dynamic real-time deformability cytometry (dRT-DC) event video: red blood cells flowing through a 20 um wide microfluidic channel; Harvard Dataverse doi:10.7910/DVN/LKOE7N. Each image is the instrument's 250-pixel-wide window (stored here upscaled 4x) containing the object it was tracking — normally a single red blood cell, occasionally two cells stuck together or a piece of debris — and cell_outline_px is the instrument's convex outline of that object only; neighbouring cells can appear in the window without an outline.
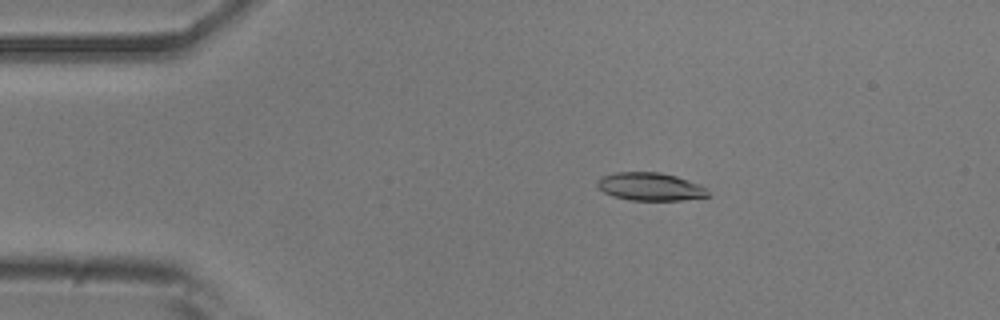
{"species": "common noctule bat (a hibernating species)", "species_latin": "Nyctalus noctula", "temperature_condition": "room temperature", "stored_images_in_passage": 30, "camera_frame_rate_fps": 3000, "um_per_image_px": 0.085, "animal": {"sex": "male", "body_mass_g": 20.5, "forearm_length_mm": 52.5}, "frame": {"image": 1, "passage_image": 9, "time_ms": 2.667, "image_size_px": [1000, 320], "cell_outline_px": [[712, 196], [680, 200], [628, 200], [612, 196], [604, 192], [596, 184], [596, 180], [600, 176], [616, 172], [660, 172], [676, 176], [700, 184], [708, 188]], "centroid_in_image_um": [55.29, 15.86], "position_along_channel_um": 29.7, "area_um2": 18.32}}
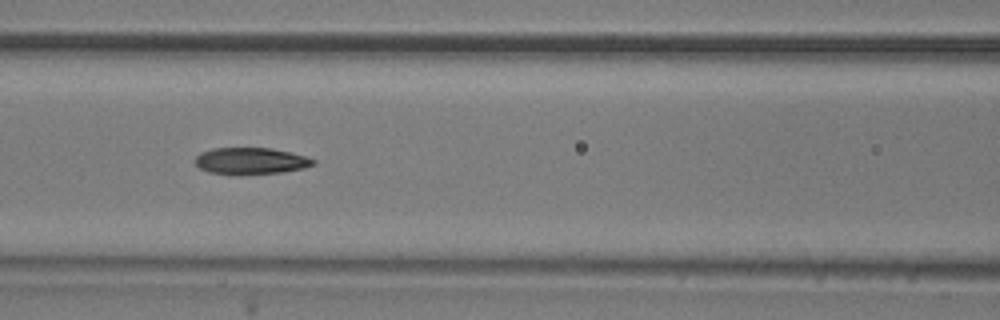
{"frame": {"image": 2, "passage_image": 22, "time_ms": 7.0, "image_size_px": [1000, 320], "cell_outline_px": [[316, 164], [304, 168], [284, 172], [208, 172], [200, 168], [192, 160], [200, 152], [212, 148], [272, 148], [304, 156], [316, 160]], "centroid_in_image_um": [21.31, 13.64], "position_along_channel_um": 145.3, "area_um2": 17.69}}
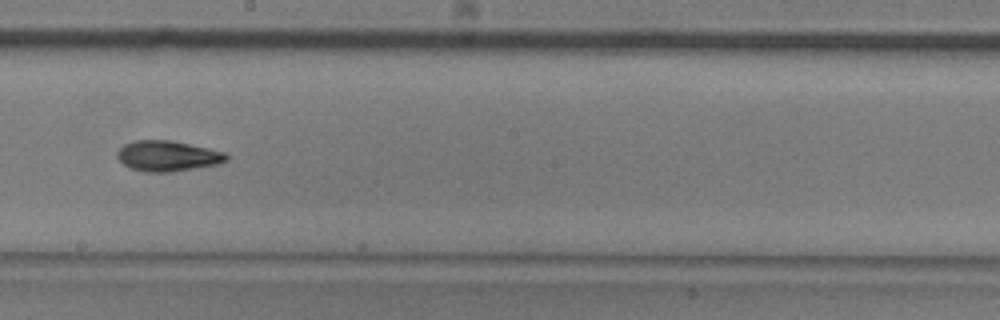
{"frame": {"image": 3, "passage_image": 29, "time_ms": 9.333, "image_size_px": [1000, 320], "cell_outline_px": [[228, 160], [220, 164], [168, 172], [144, 172], [128, 168], [116, 156], [116, 152], [124, 144], [136, 140], [172, 140], [208, 148], [224, 152], [228, 156]], "centroid_in_image_um": [14.23, 13.26], "position_along_channel_um": 234.0, "area_um2": 19.48}}